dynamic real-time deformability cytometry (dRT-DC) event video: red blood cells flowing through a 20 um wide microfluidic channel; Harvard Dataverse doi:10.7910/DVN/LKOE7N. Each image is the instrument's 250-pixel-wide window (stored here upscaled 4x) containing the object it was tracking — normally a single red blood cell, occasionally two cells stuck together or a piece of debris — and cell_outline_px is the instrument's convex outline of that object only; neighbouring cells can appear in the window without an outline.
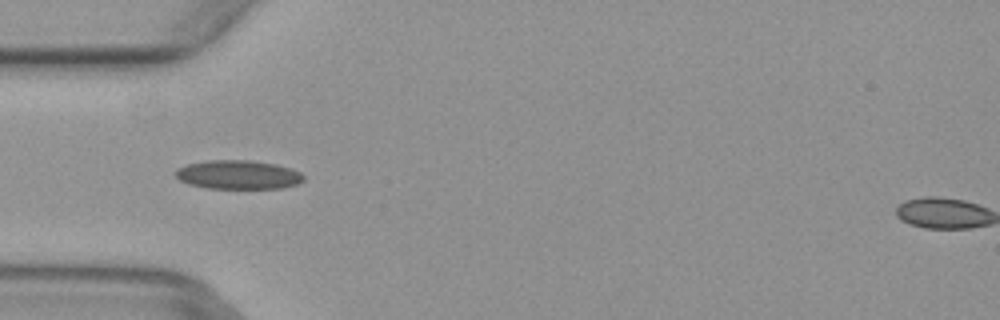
{"species": "common noctule bat (a hibernating species)", "species_latin": "Nyctalus noctula", "temperature_condition": "warm", "stored_images_in_passage": 6, "camera_frame_rate_fps": 3000, "um_per_image_px": 0.085, "animal": {"sex": "female", "body_mass_g": 29.2, "forearm_length_mm": 56.3}, "frame": {"image": 1, "passage_image": 5, "time_ms": 1.333, "image_size_px": [1000, 320], "cell_outline_px": [[304, 180], [296, 184], [284, 188], [208, 188], [188, 184], [180, 180], [172, 172], [176, 168], [188, 164], [208, 160], [248, 160], [276, 164], [300, 172], [304, 176]], "centroid_in_image_um": [20.21, 14.85], "position_along_channel_um": 64.8, "area_um2": 21.56}}